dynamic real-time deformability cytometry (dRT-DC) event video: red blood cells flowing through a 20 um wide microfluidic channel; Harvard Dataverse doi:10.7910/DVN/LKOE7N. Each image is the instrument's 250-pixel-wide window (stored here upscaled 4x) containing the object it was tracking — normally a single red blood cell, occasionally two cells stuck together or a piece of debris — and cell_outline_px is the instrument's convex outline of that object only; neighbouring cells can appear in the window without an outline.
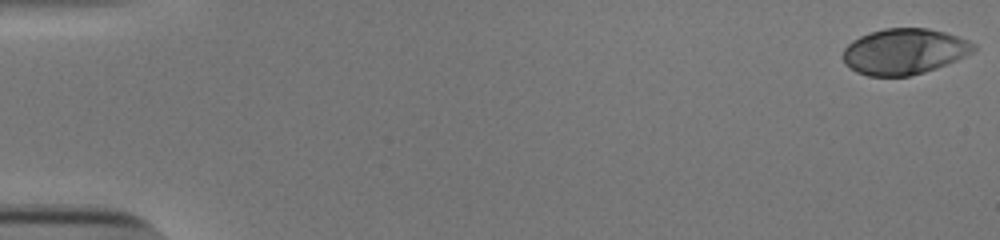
{"species": "human", "species_latin": "Homo sapiens", "temperature_condition": "cold", "stored_images_in_passage": 46, "camera_frame_rate_fps": 3000, "um_per_image_px": 0.085, "donor": {"sex": "male"}, "frame": {"image": 1, "passage_image": 1, "time_ms": 0.0, "image_size_px": [1000, 240], "cell_outline_px": [[976, 48], [972, 52], [956, 60], [936, 68], [924, 72], [908, 76], [868, 76], [856, 72], [844, 64], [844, 48], [852, 40], [860, 36], [884, 28], [928, 28], [944, 32], [968, 40], [976, 44]], "centroid_in_image_um": [76.85, 4.38], "position_along_channel_um": 8.2, "area_um2": 34.74}}
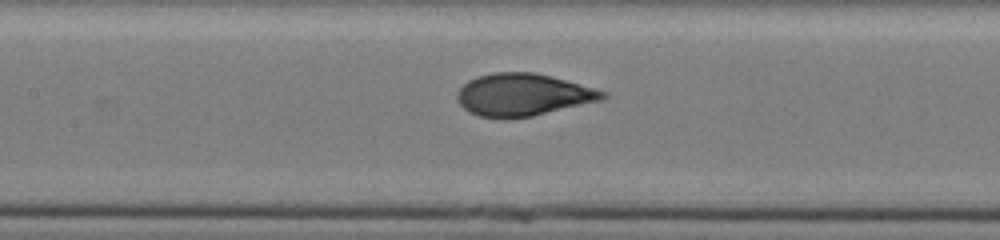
{"frame": {"image": 2, "passage_image": 26, "time_ms": 8.333, "image_size_px": [1000, 240], "cell_outline_px": [[608, 96], [604, 100], [532, 116], [480, 116], [468, 112], [460, 104], [456, 96], [456, 92], [468, 80], [476, 76], [492, 72], [536, 72], [608, 92]], "centroid_in_image_um": [44.47, 8.02], "position_along_channel_um": 162.9, "area_um2": 35.55}}
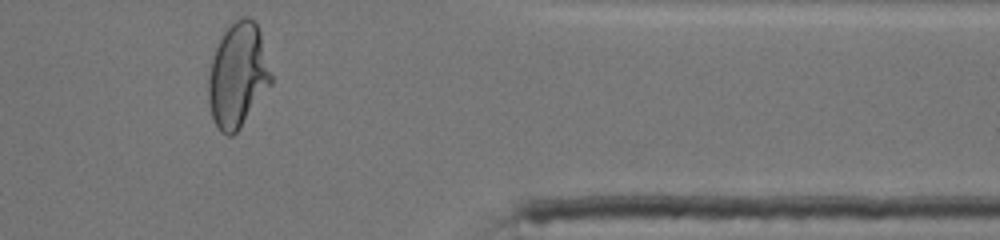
{"frame": {"image": 3, "passage_image": 45, "time_ms": 14.667, "image_size_px": [1000, 240], "cell_outline_px": [[272, 84], [240, 128], [232, 136], [228, 136], [220, 132], [212, 116], [208, 100], [208, 76], [212, 56], [224, 32], [232, 20], [240, 16], [248, 16], [256, 24], [260, 32], [272, 76]], "centroid_in_image_um": [20.21, 6.39], "position_along_channel_um": 391.2, "area_um2": 38.26}, "authors_computed_cell_mechanics": {"area_um2": 35.4892, "velocity_mm_per_s": 3.8829, "shape_relaxation_time_tau1_ms": 5.8107, "shape_relaxation_time_tau2_ms": null, "deformation_change_tau1": 0.2216, "deformation_change_tau2": null}}